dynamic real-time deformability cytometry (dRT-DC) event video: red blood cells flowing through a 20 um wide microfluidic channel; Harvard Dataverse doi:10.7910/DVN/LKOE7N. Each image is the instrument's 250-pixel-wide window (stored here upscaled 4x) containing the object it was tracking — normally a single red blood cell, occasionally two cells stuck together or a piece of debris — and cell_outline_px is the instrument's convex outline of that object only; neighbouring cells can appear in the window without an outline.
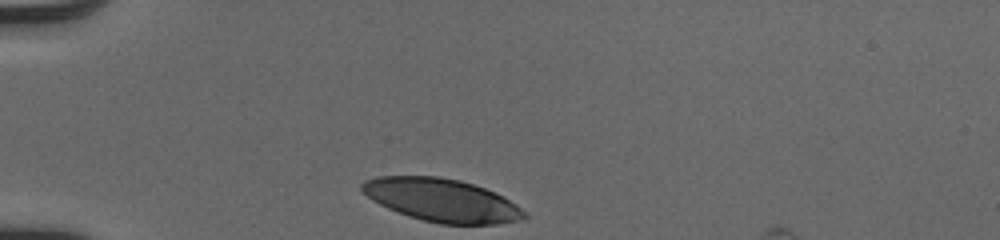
{"species": "human", "species_latin": "Homo sapiens", "temperature_condition": "cold", "stored_images_in_passage": 30, "camera_frame_rate_fps": 3000, "um_per_image_px": 0.085, "donor": {"sex": "male"}, "frame": {"image": 1, "passage_image": 1, "time_ms": 0.0, "image_size_px": [1000, 240], "cell_outline_px": [[528, 216], [520, 220], [496, 224], [440, 224], [408, 216], [388, 208], [372, 200], [360, 188], [360, 184], [364, 180], [380, 176], [440, 176], [460, 180], [484, 188], [516, 204]], "centroid_in_image_um": [37.52, 17.01], "position_along_channel_um": 47.5, "area_um2": 40.34}}
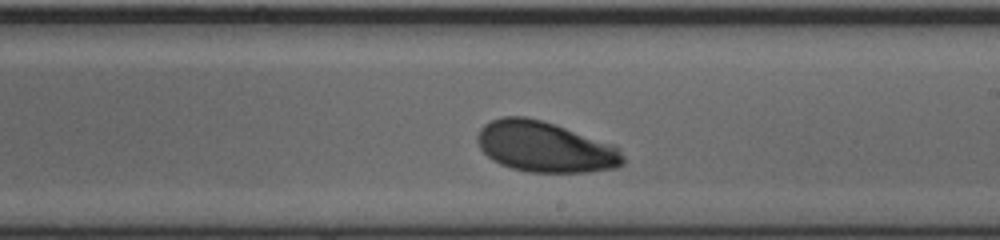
{"frame": {"image": 2, "passage_image": 18, "time_ms": 5.667, "image_size_px": [1000, 240], "cell_outline_px": [[624, 164], [616, 168], [588, 172], [528, 172], [512, 168], [500, 164], [492, 160], [480, 148], [476, 140], [476, 136], [480, 128], [484, 124], [500, 116], [524, 116], [556, 124], [616, 144], [620, 148], [624, 156]], "centroid_in_image_um": [46.36, 12.48], "position_along_channel_um": 242.6, "area_um2": 43.58}}
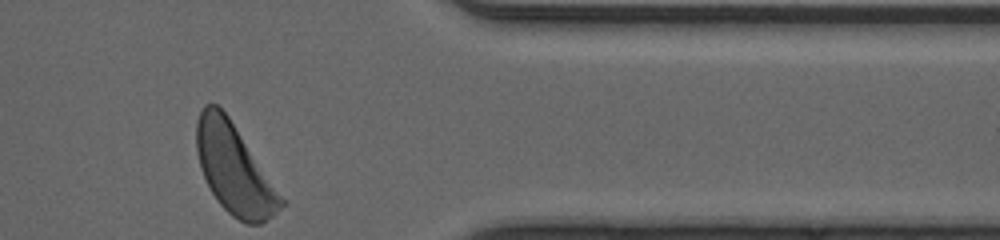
{"frame": {"image": 3, "passage_image": 30, "time_ms": 9.667, "image_size_px": [1000, 240], "cell_outline_px": [[284, 204], [272, 216], [260, 224], [244, 224], [232, 216], [220, 204], [212, 192], [200, 168], [196, 148], [196, 120], [204, 104], [216, 104], [228, 116], [284, 200]], "centroid_in_image_um": [19.87, 14.38], "position_along_channel_um": 391.5, "area_um2": 43.12}, "authors_computed_cell_mechanics": {"area_um2": 43.1766, "velocity_mm_per_s": 4.0348, "shape_relaxation_time_tau1_ms": 2.1072, "shape_relaxation_time_tau2_ms": null, "deformation_change_tau1": 0.1411, "deformation_change_tau2": null}}